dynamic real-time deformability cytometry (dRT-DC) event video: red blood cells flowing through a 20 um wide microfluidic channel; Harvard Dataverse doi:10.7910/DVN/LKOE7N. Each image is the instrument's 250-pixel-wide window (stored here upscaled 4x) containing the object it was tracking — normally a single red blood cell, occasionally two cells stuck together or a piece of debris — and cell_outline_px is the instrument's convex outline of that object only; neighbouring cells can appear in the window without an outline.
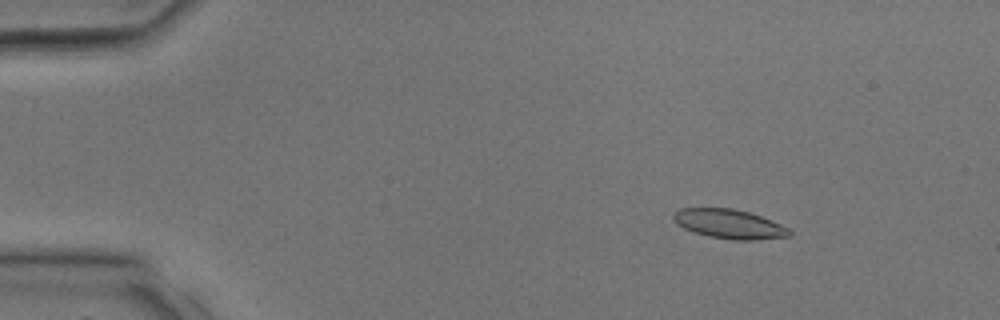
{"species": "common noctule bat (a hibernating species)", "species_latin": "Nyctalus noctula", "temperature_condition": "room temperature", "stored_images_in_passage": 34, "camera_frame_rate_fps": 3000, "um_per_image_px": 0.085, "animal": {"sex": "male", "body_mass_g": 17.9, "forearm_length_mm": 54.2}, "frame": {"image": 1, "passage_image": 5, "time_ms": 1.333, "image_size_px": [1000, 320], "cell_outline_px": [[792, 232], [788, 236], [752, 240], [732, 240], [708, 236], [684, 228], [676, 224], [672, 220], [672, 216], [680, 208], [732, 208], [748, 212], [760, 216], [780, 224], [788, 228]], "centroid_in_image_um": [61.95, 19.03], "position_along_channel_um": 23.1, "area_um2": 19.59}}
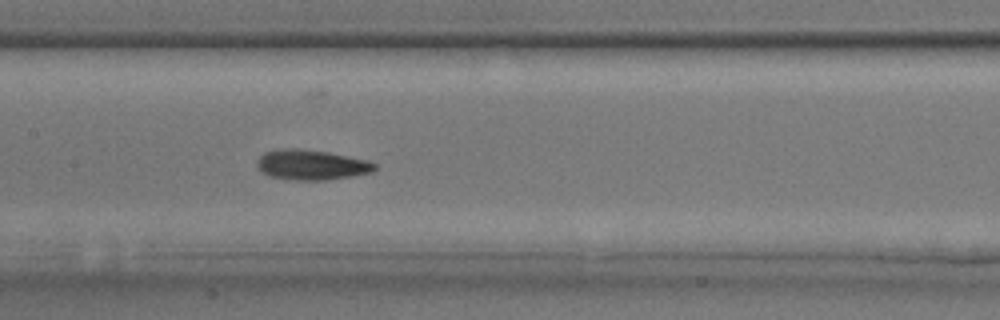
{"frame": {"image": 2, "passage_image": 17, "time_ms": 5.333, "image_size_px": [1000, 320], "cell_outline_px": [[376, 168], [372, 172], [352, 176], [328, 180], [296, 180], [272, 176], [256, 168], [256, 160], [264, 152], [284, 148], [296, 148], [328, 152], [368, 160], [376, 164]], "centroid_in_image_um": [26.47, 14.0], "position_along_channel_um": 180.9, "area_um2": 20.63}}
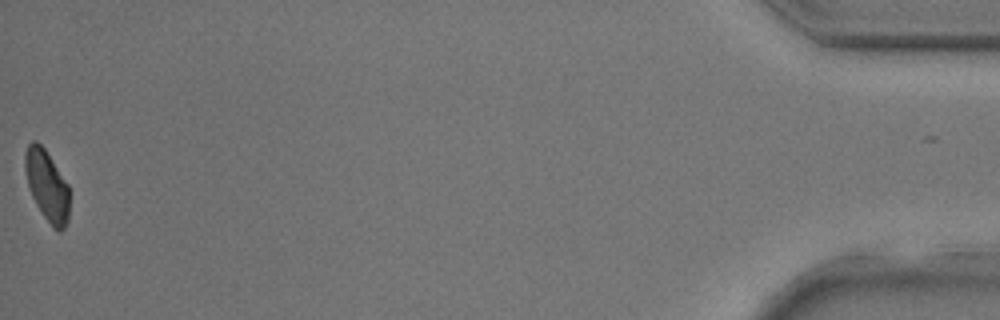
{"frame": {"image": 3, "passage_image": 34, "time_ms": 11.0, "image_size_px": [1000, 320], "cell_outline_px": [[68, 220], [64, 228], [60, 232], [56, 232], [52, 228], [36, 204], [32, 196], [28, 184], [24, 168], [24, 152], [28, 144], [32, 140], [36, 140], [44, 148], [68, 184]], "centroid_in_image_um": [3.97, 15.78], "position_along_channel_um": 431.2, "area_um2": 18.26}}